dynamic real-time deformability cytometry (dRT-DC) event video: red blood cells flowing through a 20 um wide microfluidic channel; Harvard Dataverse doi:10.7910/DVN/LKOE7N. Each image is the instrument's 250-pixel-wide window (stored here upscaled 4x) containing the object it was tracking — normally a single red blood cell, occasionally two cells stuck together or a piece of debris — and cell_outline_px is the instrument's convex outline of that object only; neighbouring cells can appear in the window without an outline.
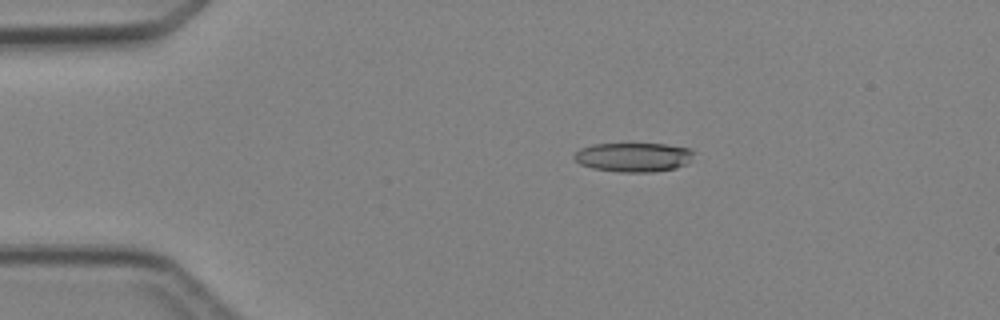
{"species": "Egyptian fruit bat (a non-hibernating species)", "species_latin": "Rousettus aegyptiacus", "temperature_condition": "cold", "stored_images_in_passage": 5, "camera_frame_rate_fps": 3000, "um_per_image_px": 0.085, "animal": {"sex": "female"}, "frame": {"image": 1, "passage_image": 3, "time_ms": 2.333, "image_size_px": [1000, 320], "cell_outline_px": [[692, 152], [688, 160], [684, 164], [676, 168], [652, 172], [620, 172], [592, 168], [580, 164], [572, 156], [580, 148], [592, 144], [668, 144], [688, 148]], "centroid_in_image_um": [53.78, 13.36], "position_along_channel_um": 31.2, "area_um2": 20.11}}
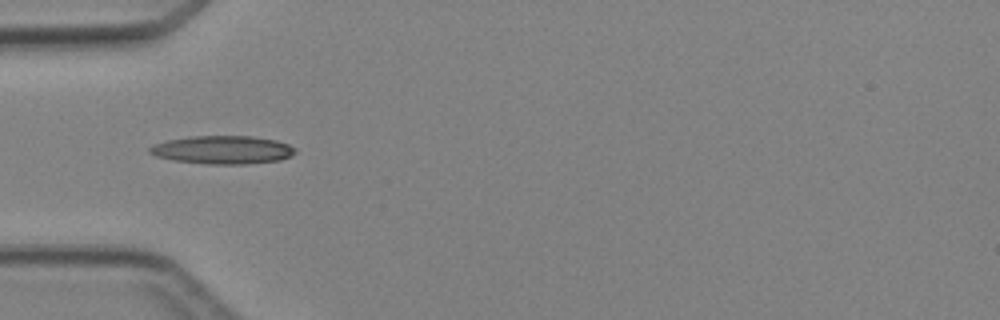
{"frame": {"image": 2, "passage_image": 5, "time_ms": 4.333, "image_size_px": [1000, 320], "cell_outline_px": [[296, 152], [280, 160], [244, 164], [208, 164], [172, 160], [156, 156], [148, 152], [148, 148], [152, 144], [168, 140], [188, 136], [252, 136], [276, 140], [288, 144], [296, 148]], "centroid_in_image_um": [18.89, 12.73], "position_along_channel_um": 66.1, "area_um2": 23.99}}